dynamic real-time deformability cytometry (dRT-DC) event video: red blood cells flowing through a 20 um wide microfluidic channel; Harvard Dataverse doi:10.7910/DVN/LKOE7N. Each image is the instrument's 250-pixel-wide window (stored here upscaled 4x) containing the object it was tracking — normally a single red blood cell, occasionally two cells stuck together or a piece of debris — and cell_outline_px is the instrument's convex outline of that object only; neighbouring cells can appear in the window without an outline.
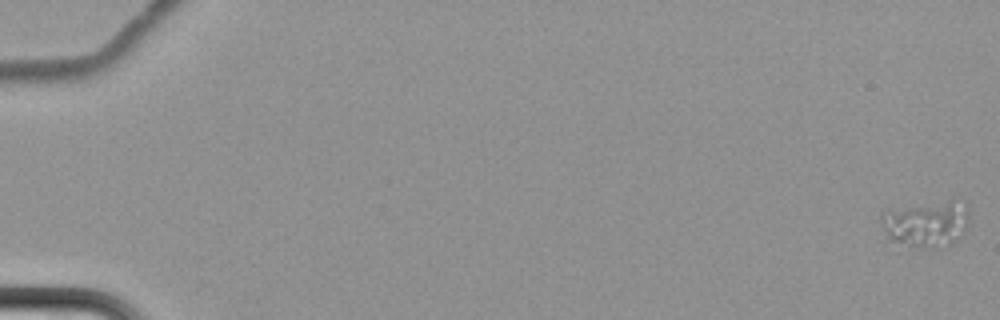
{"species": "common noctule bat (a hibernating species)", "species_latin": "Nyctalus noctula", "temperature_condition": "cold", "stored_images_in_passage": 9, "camera_frame_rate_fps": 3000, "um_per_image_px": 0.085, "animal": {"sex": "female", "body_mass_g": 22.7, "forearm_length_mm": 54.2}, "frame": {"image": 1, "passage_image": 1, "time_ms": 0.0, "image_size_px": [1000, 320], "cell_outline_px": [[968, 220], [960, 240], [948, 244], [924, 248], [920, 248], [888, 240], [880, 220], [880, 212], [888, 208], [948, 200], [952, 200], [968, 204]], "centroid_in_image_um": [78.7, 18.99], "position_along_channel_um": 6.3, "area_um2": 24.1}}
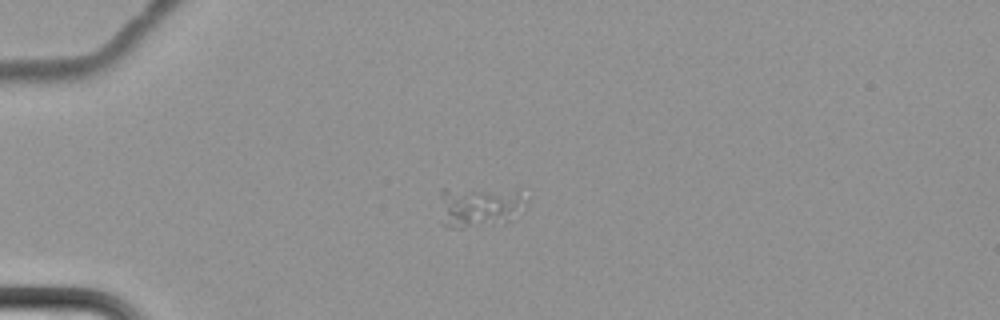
{"frame": {"image": 2, "passage_image": 7, "time_ms": 7.0, "image_size_px": [1000, 320], "cell_outline_px": [[528, 204], [516, 220], [504, 224], [464, 228], [444, 228], [440, 224], [440, 192], [444, 188], [520, 184], [528, 200]], "centroid_in_image_um": [40.91, 17.48], "position_along_channel_um": 44.1, "area_um2": 23.7}}
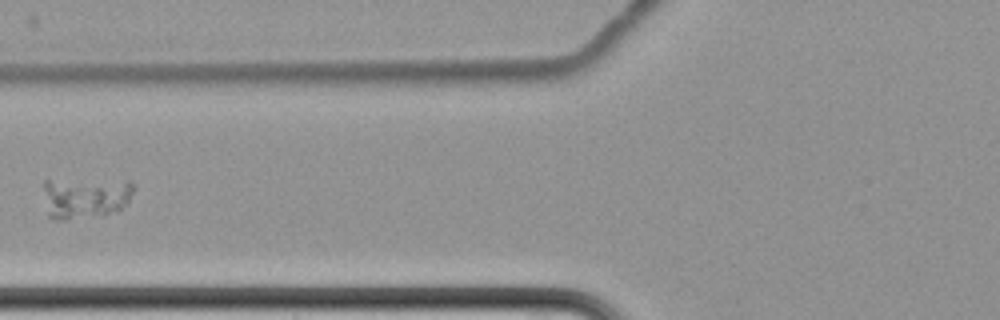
{"frame": {"image": 3, "passage_image": 9, "time_ms": 10.333, "image_size_px": [1000, 320], "cell_outline_px": [[136, 188], [128, 200], [120, 208], [104, 216], [64, 220], [56, 220], [48, 216], [44, 188], [44, 180], [132, 180], [136, 184]], "centroid_in_image_um": [7.29, 16.8], "position_along_channel_um": 118.5, "area_um2": 21.96}}